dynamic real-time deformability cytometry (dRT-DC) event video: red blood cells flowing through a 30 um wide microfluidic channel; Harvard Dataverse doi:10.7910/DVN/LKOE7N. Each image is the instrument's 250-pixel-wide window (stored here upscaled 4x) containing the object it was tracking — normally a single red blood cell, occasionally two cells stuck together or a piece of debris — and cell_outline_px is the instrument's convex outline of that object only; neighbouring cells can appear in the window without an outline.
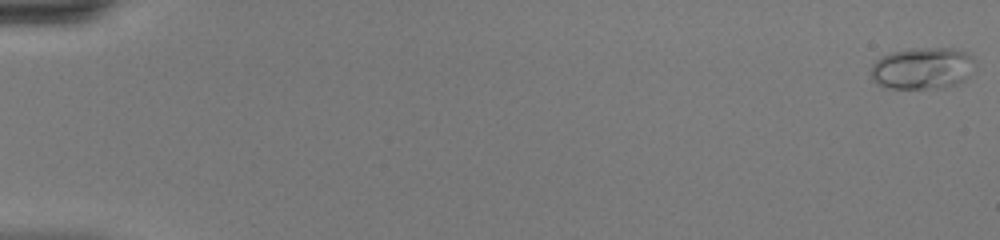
{"species": "common noctule bat (a hibernating species)", "species_latin": "Nyctalus noctula", "temperature_condition": "warm", "stored_images_in_passage": 48, "camera_frame_rate_fps": 3000, "um_per_image_px": 0.085, "animal": {"sex": "female", "body_mass_g": 20.0, "forearm_length_mm": 54.0}, "frame": {"image": 1, "passage_image": 1, "time_ms": 0.0, "image_size_px": [1000, 240], "cell_outline_px": [[972, 60], [968, 76], [960, 84], [944, 88], [888, 88], [876, 84], [872, 80], [872, 64], [880, 56], [892, 52], [908, 48], [952, 48], [964, 52], [972, 56]], "centroid_in_image_um": [78.35, 5.81], "position_along_channel_um": 6.6, "area_um2": 25.32}}
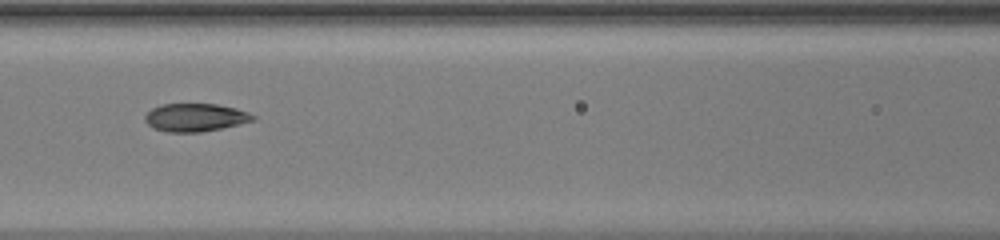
{"frame": {"image": 2, "passage_image": 23, "time_ms": 7.333, "image_size_px": [1000, 240], "cell_outline_px": [[256, 120], [240, 124], [200, 132], [168, 132], [152, 128], [144, 120], [144, 116], [152, 108], [160, 104], [216, 104], [236, 108], [248, 112], [256, 116]], "centroid_in_image_um": [16.6, 9.98], "position_along_channel_um": 150.0, "area_um2": 17.69}}
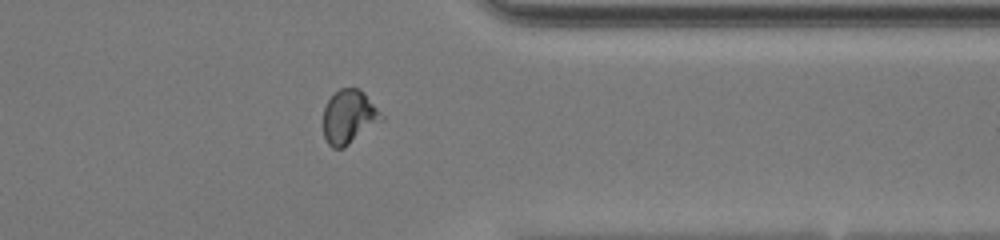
{"frame": {"image": 3, "passage_image": 39, "time_ms": 12.667, "image_size_px": [1000, 240], "cell_outline_px": [[384, 120], [344, 148], [332, 148], [328, 144], [324, 136], [324, 108], [328, 100], [340, 88], [360, 88], [364, 92], [384, 116]], "centroid_in_image_um": [29.68, 9.94], "position_along_channel_um": 381.7, "area_um2": 18.32}, "authors_computed_cell_mechanics": {"area_um2": 18.2359, "velocity_mm_per_s": 4.4521, "shape_relaxation_time_tau1_ms": 6.7823, "shape_relaxation_time_tau2_ms": 0.9202, "deformation_change_tau1": 0.2109, "deformation_change_tau2": 0.059}}